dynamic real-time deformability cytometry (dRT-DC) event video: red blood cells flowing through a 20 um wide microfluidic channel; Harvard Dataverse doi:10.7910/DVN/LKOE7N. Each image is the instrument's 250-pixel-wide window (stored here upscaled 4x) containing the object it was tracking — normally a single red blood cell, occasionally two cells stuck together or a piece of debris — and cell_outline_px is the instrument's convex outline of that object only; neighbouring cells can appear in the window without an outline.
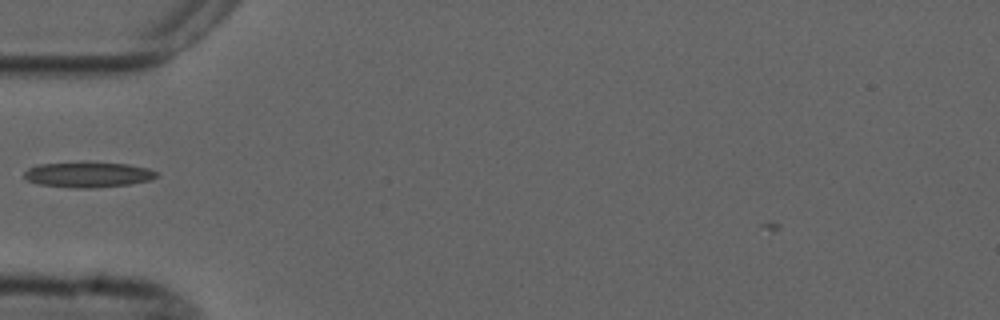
{"species": "common noctule bat (a hibernating species)", "species_latin": "Nyctalus noctula", "temperature_condition": "cold", "stored_images_in_passage": 1, "camera_frame_rate_fps": 3000, "um_per_image_px": 0.085, "animal": {"sex": "male", "forearm_length_mm": 52.5}, "frame": {"image": 1, "passage_image": 1, "time_ms": 0.0, "image_size_px": [1000, 320], "cell_outline_px": [[160, 176], [152, 180], [128, 184], [92, 188], [76, 188], [40, 184], [24, 180], [24, 172], [28, 168], [36, 164], [84, 160], [88, 160], [128, 164], [148, 168], [156, 172]], "centroid_in_image_um": [7.46, 14.8], "position_along_channel_um": 77.5, "area_um2": 20.4}}